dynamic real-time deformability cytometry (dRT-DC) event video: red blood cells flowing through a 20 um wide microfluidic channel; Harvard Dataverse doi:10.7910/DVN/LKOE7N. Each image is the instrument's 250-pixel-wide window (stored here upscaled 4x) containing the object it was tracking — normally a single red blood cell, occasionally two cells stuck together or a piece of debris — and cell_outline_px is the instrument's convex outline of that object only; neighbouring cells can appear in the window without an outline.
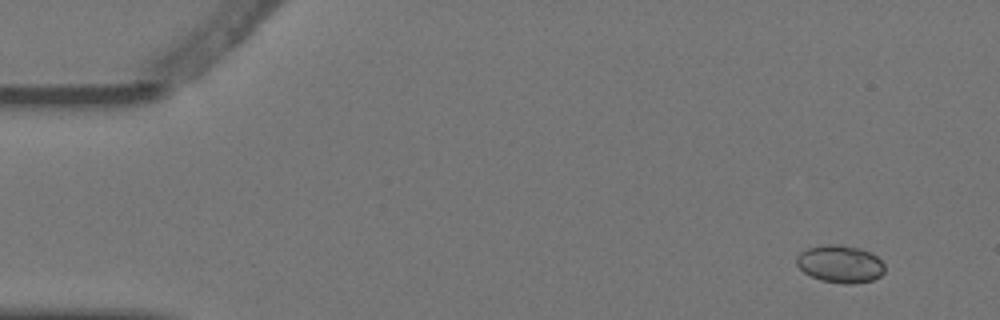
{"species": "Egyptian fruit bat (a non-hibernating species)", "species_latin": "Rousettus aegyptiacus", "temperature_condition": "warm", "stored_images_in_passage": 5, "camera_frame_rate_fps": 3000, "um_per_image_px": 0.085, "animal": {"sex": "female"}, "frame": {"image": 1, "passage_image": 1, "time_ms": 0.0, "image_size_px": [1000, 320], "cell_outline_px": [[884, 272], [880, 276], [872, 280], [852, 284], [848, 284], [820, 280], [804, 272], [796, 264], [796, 256], [800, 252], [808, 248], [824, 244], [840, 244], [860, 248], [876, 256], [884, 264]], "centroid_in_image_um": [71.4, 22.43], "position_along_channel_um": 13.6, "area_um2": 19.25}}
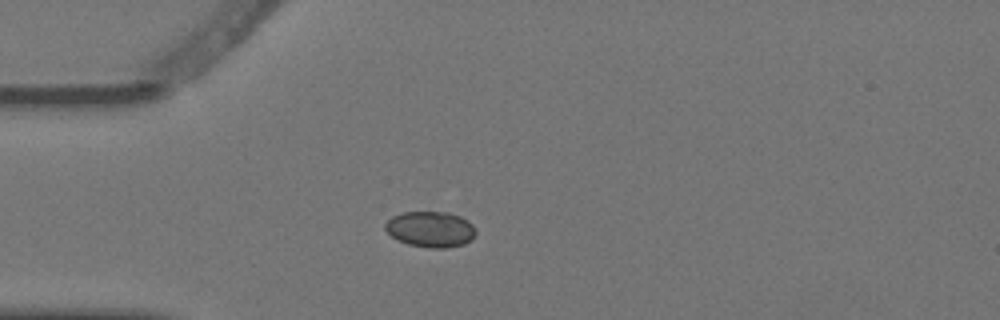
{"frame": {"image": 2, "passage_image": 4, "time_ms": 1.0, "image_size_px": [1000, 320], "cell_outline_px": [[476, 232], [472, 240], [464, 244], [448, 248], [428, 248], [408, 244], [392, 236], [384, 228], [384, 224], [392, 216], [404, 212], [448, 212], [460, 216], [468, 220], [472, 224]], "centroid_in_image_um": [36.61, 19.49], "position_along_channel_um": 48.4, "area_um2": 18.96}}